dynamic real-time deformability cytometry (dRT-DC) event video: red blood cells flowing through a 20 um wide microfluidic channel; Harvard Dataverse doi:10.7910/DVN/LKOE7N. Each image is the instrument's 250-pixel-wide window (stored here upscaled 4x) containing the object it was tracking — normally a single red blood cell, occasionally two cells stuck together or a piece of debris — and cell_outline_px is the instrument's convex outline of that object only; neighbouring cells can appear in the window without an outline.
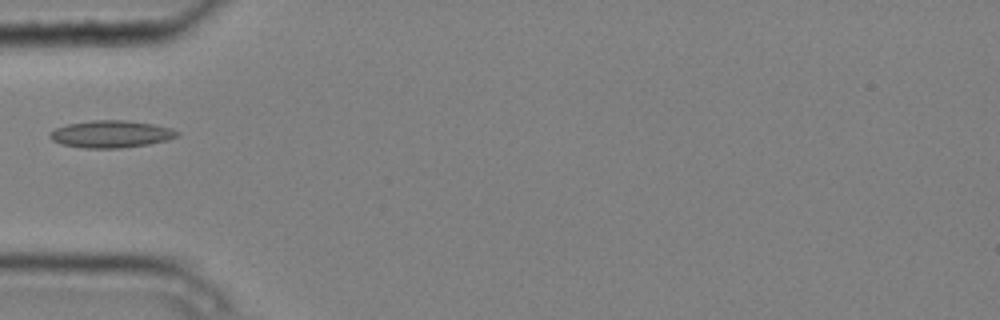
{"species": "common noctule bat (a hibernating species)", "species_latin": "Nyctalus noctula", "temperature_condition": "cold", "stored_images_in_passage": 8, "camera_frame_rate_fps": 3000, "um_per_image_px": 0.085, "animal": {"sex": "male", "body_mass_g": 20.4}, "frame": {"image": 1, "passage_image": 5, "time_ms": 1.333, "image_size_px": [1000, 320], "cell_outline_px": [[180, 132], [176, 136], [168, 140], [148, 144], [120, 148], [84, 148], [60, 144], [52, 140], [48, 136], [48, 132], [56, 128], [68, 124], [92, 120], [128, 120], [152, 124], [172, 128]], "centroid_in_image_um": [9.41, 11.39], "position_along_channel_um": 75.6, "area_um2": 20.23}}
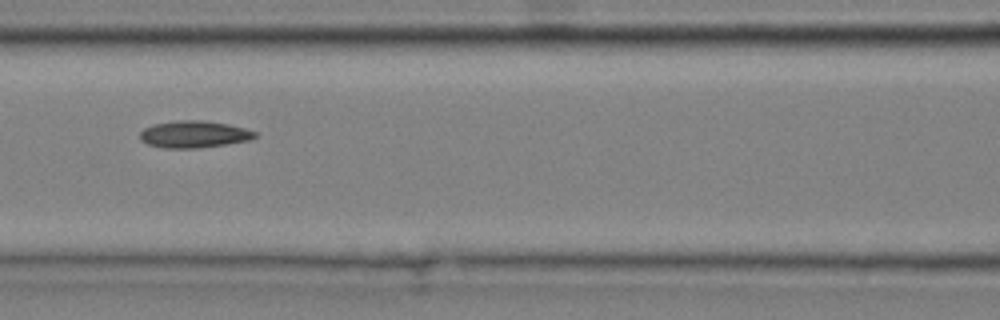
{"frame": {"image": 2, "passage_image": 7, "time_ms": 2.0, "image_size_px": [1000, 320], "cell_outline_px": [[256, 136], [248, 140], [224, 144], [196, 148], [164, 148], [148, 144], [140, 140], [140, 132], [144, 128], [156, 124], [176, 120], [200, 120], [228, 124], [244, 128], [256, 132]], "centroid_in_image_um": [16.45, 11.41], "position_along_channel_um": 150.1, "area_um2": 17.8}}
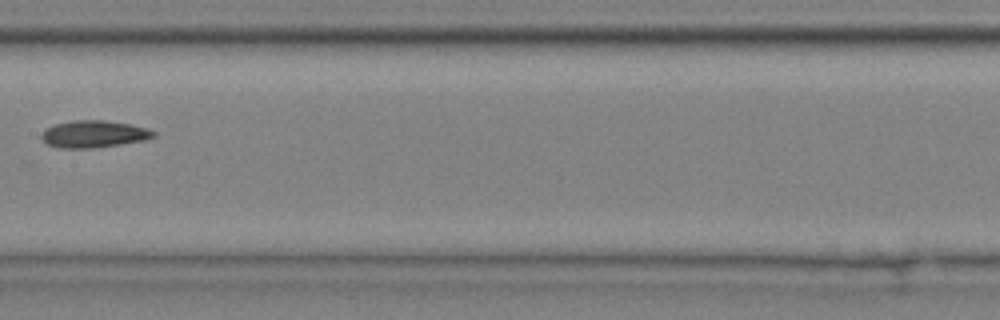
{"frame": {"image": 3, "passage_image": 8, "time_ms": 2.333, "image_size_px": [1000, 320], "cell_outline_px": [[156, 136], [144, 140], [120, 144], [92, 148], [56, 148], [48, 144], [40, 136], [40, 132], [56, 124], [72, 120], [104, 120], [128, 124], [148, 128], [156, 132]], "centroid_in_image_um": [7.97, 11.39], "position_along_channel_um": 199.4, "area_um2": 17.63}}